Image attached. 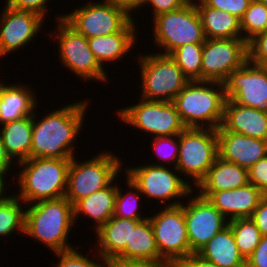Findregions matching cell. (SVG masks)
Returning <instances> with one entry per match:
<instances>
[{"label":"cell","mask_w":267,"mask_h":267,"mask_svg":"<svg viewBox=\"0 0 267 267\" xmlns=\"http://www.w3.org/2000/svg\"><path fill=\"white\" fill-rule=\"evenodd\" d=\"M73 102L57 110L54 108L42 119L37 117L35 109L30 158L62 159L76 156L74 141L83 130V122H86L84 118L89 100Z\"/></svg>","instance_id":"6da1fadb"},{"label":"cell","mask_w":267,"mask_h":267,"mask_svg":"<svg viewBox=\"0 0 267 267\" xmlns=\"http://www.w3.org/2000/svg\"><path fill=\"white\" fill-rule=\"evenodd\" d=\"M27 205L24 235L43 243L53 253L75 247L68 243L75 222L73 205L66 197Z\"/></svg>","instance_id":"7a4b0ae2"},{"label":"cell","mask_w":267,"mask_h":267,"mask_svg":"<svg viewBox=\"0 0 267 267\" xmlns=\"http://www.w3.org/2000/svg\"><path fill=\"white\" fill-rule=\"evenodd\" d=\"M70 162L71 158H30L17 163L19 188L12 192L26 205L63 198Z\"/></svg>","instance_id":"3957f363"},{"label":"cell","mask_w":267,"mask_h":267,"mask_svg":"<svg viewBox=\"0 0 267 267\" xmlns=\"http://www.w3.org/2000/svg\"><path fill=\"white\" fill-rule=\"evenodd\" d=\"M225 102L223 83L213 81H189L173 101L186 128L211 129L221 126Z\"/></svg>","instance_id":"277c9868"},{"label":"cell","mask_w":267,"mask_h":267,"mask_svg":"<svg viewBox=\"0 0 267 267\" xmlns=\"http://www.w3.org/2000/svg\"><path fill=\"white\" fill-rule=\"evenodd\" d=\"M86 161H79L76 156L71 158L67 175L65 196L72 205L80 199L107 187L120 176L122 160L109 150L100 151ZM77 159V160H76Z\"/></svg>","instance_id":"5b68a950"},{"label":"cell","mask_w":267,"mask_h":267,"mask_svg":"<svg viewBox=\"0 0 267 267\" xmlns=\"http://www.w3.org/2000/svg\"><path fill=\"white\" fill-rule=\"evenodd\" d=\"M141 96L145 100L173 102L189 80L168 54L138 53Z\"/></svg>","instance_id":"8992f818"},{"label":"cell","mask_w":267,"mask_h":267,"mask_svg":"<svg viewBox=\"0 0 267 267\" xmlns=\"http://www.w3.org/2000/svg\"><path fill=\"white\" fill-rule=\"evenodd\" d=\"M153 21L154 44L161 54H170L180 46L204 43L206 40L201 19L193 0L183 7L156 15Z\"/></svg>","instance_id":"52a82bcc"},{"label":"cell","mask_w":267,"mask_h":267,"mask_svg":"<svg viewBox=\"0 0 267 267\" xmlns=\"http://www.w3.org/2000/svg\"><path fill=\"white\" fill-rule=\"evenodd\" d=\"M172 168L148 163L135 167L127 166L123 172L139 188L141 194L146 196L144 198L160 200V204L163 203L164 207L178 206L195 189L186 181L185 177H180L181 174L175 167L174 170Z\"/></svg>","instance_id":"ba28073f"},{"label":"cell","mask_w":267,"mask_h":267,"mask_svg":"<svg viewBox=\"0 0 267 267\" xmlns=\"http://www.w3.org/2000/svg\"><path fill=\"white\" fill-rule=\"evenodd\" d=\"M56 17L58 25L56 24L55 32H45L49 34L48 37L58 39L56 42L59 49L58 58L61 60L59 62L67 67V70L76 74L80 80L84 79L87 82L98 80L100 83H108L109 75L90 50L88 39L71 28L62 19L63 15L56 14Z\"/></svg>","instance_id":"9c48e42d"},{"label":"cell","mask_w":267,"mask_h":267,"mask_svg":"<svg viewBox=\"0 0 267 267\" xmlns=\"http://www.w3.org/2000/svg\"><path fill=\"white\" fill-rule=\"evenodd\" d=\"M217 157V129L185 128L179 134V156L175 168L181 177H189L187 182L193 189L206 176Z\"/></svg>","instance_id":"30bf717a"},{"label":"cell","mask_w":267,"mask_h":267,"mask_svg":"<svg viewBox=\"0 0 267 267\" xmlns=\"http://www.w3.org/2000/svg\"><path fill=\"white\" fill-rule=\"evenodd\" d=\"M139 99L137 104L116 111L119 122L137 128L151 138L179 135L186 128L173 102Z\"/></svg>","instance_id":"8fae6325"},{"label":"cell","mask_w":267,"mask_h":267,"mask_svg":"<svg viewBox=\"0 0 267 267\" xmlns=\"http://www.w3.org/2000/svg\"><path fill=\"white\" fill-rule=\"evenodd\" d=\"M150 216L156 245L160 254V265L171 267L178 261L194 254L191 251L184 217V203L166 206Z\"/></svg>","instance_id":"7c38bea8"},{"label":"cell","mask_w":267,"mask_h":267,"mask_svg":"<svg viewBox=\"0 0 267 267\" xmlns=\"http://www.w3.org/2000/svg\"><path fill=\"white\" fill-rule=\"evenodd\" d=\"M102 1V2H101ZM88 1L74 11L63 14V20L87 39L120 32L131 20L122 9L105 0Z\"/></svg>","instance_id":"4fadbf2b"},{"label":"cell","mask_w":267,"mask_h":267,"mask_svg":"<svg viewBox=\"0 0 267 267\" xmlns=\"http://www.w3.org/2000/svg\"><path fill=\"white\" fill-rule=\"evenodd\" d=\"M249 60L244 39H206L202 50L201 81L223 83Z\"/></svg>","instance_id":"5bb4252c"},{"label":"cell","mask_w":267,"mask_h":267,"mask_svg":"<svg viewBox=\"0 0 267 267\" xmlns=\"http://www.w3.org/2000/svg\"><path fill=\"white\" fill-rule=\"evenodd\" d=\"M226 100L267 113V68L249 60L223 82Z\"/></svg>","instance_id":"9a60e30c"},{"label":"cell","mask_w":267,"mask_h":267,"mask_svg":"<svg viewBox=\"0 0 267 267\" xmlns=\"http://www.w3.org/2000/svg\"><path fill=\"white\" fill-rule=\"evenodd\" d=\"M194 194H196L195 197ZM187 199L184 204L187 235L191 251L197 253L213 236L228 225V220L207 198L195 193L194 190Z\"/></svg>","instance_id":"2e32d148"},{"label":"cell","mask_w":267,"mask_h":267,"mask_svg":"<svg viewBox=\"0 0 267 267\" xmlns=\"http://www.w3.org/2000/svg\"><path fill=\"white\" fill-rule=\"evenodd\" d=\"M1 12L0 58H3L11 52L29 46L38 33H41L40 30L44 27L45 19L30 10L16 9L6 3Z\"/></svg>","instance_id":"e0dca14e"},{"label":"cell","mask_w":267,"mask_h":267,"mask_svg":"<svg viewBox=\"0 0 267 267\" xmlns=\"http://www.w3.org/2000/svg\"><path fill=\"white\" fill-rule=\"evenodd\" d=\"M217 138L218 156L246 169L267 156V140L229 132L222 126L217 129Z\"/></svg>","instance_id":"ac0fdd59"},{"label":"cell","mask_w":267,"mask_h":267,"mask_svg":"<svg viewBox=\"0 0 267 267\" xmlns=\"http://www.w3.org/2000/svg\"><path fill=\"white\" fill-rule=\"evenodd\" d=\"M266 195L253 184L211 193L208 201L230 221L236 218H250Z\"/></svg>","instance_id":"d6986e66"},{"label":"cell","mask_w":267,"mask_h":267,"mask_svg":"<svg viewBox=\"0 0 267 267\" xmlns=\"http://www.w3.org/2000/svg\"><path fill=\"white\" fill-rule=\"evenodd\" d=\"M135 24L137 21L132 19L120 32L88 38L89 48L103 68L132 52L138 39V26Z\"/></svg>","instance_id":"ffe728a7"},{"label":"cell","mask_w":267,"mask_h":267,"mask_svg":"<svg viewBox=\"0 0 267 267\" xmlns=\"http://www.w3.org/2000/svg\"><path fill=\"white\" fill-rule=\"evenodd\" d=\"M221 126L229 132L267 140V113L226 100Z\"/></svg>","instance_id":"44dd1931"},{"label":"cell","mask_w":267,"mask_h":267,"mask_svg":"<svg viewBox=\"0 0 267 267\" xmlns=\"http://www.w3.org/2000/svg\"><path fill=\"white\" fill-rule=\"evenodd\" d=\"M248 184V169L218 156L206 176L195 187L198 190L195 192L207 198L213 192L240 188Z\"/></svg>","instance_id":"7402d4cb"},{"label":"cell","mask_w":267,"mask_h":267,"mask_svg":"<svg viewBox=\"0 0 267 267\" xmlns=\"http://www.w3.org/2000/svg\"><path fill=\"white\" fill-rule=\"evenodd\" d=\"M1 81L0 79V124L33 115L39 103L35 96L37 92L21 82L8 85L4 80Z\"/></svg>","instance_id":"603a6c76"},{"label":"cell","mask_w":267,"mask_h":267,"mask_svg":"<svg viewBox=\"0 0 267 267\" xmlns=\"http://www.w3.org/2000/svg\"><path fill=\"white\" fill-rule=\"evenodd\" d=\"M119 178H115L107 187L98 190L86 198L80 199L73 205L74 222L85 215L86 217L94 220L92 224L95 232L99 230L115 212V199L117 195V183Z\"/></svg>","instance_id":"cb8c5ba5"},{"label":"cell","mask_w":267,"mask_h":267,"mask_svg":"<svg viewBox=\"0 0 267 267\" xmlns=\"http://www.w3.org/2000/svg\"><path fill=\"white\" fill-rule=\"evenodd\" d=\"M125 261H148L160 265V254L149 218L131 219L130 245L115 257Z\"/></svg>","instance_id":"d4e9b609"},{"label":"cell","mask_w":267,"mask_h":267,"mask_svg":"<svg viewBox=\"0 0 267 267\" xmlns=\"http://www.w3.org/2000/svg\"><path fill=\"white\" fill-rule=\"evenodd\" d=\"M198 10L206 39H243L240 19L207 6L202 0H193Z\"/></svg>","instance_id":"484cf974"},{"label":"cell","mask_w":267,"mask_h":267,"mask_svg":"<svg viewBox=\"0 0 267 267\" xmlns=\"http://www.w3.org/2000/svg\"><path fill=\"white\" fill-rule=\"evenodd\" d=\"M197 254L218 267H245V259L239 253L229 225L213 236Z\"/></svg>","instance_id":"4316f807"},{"label":"cell","mask_w":267,"mask_h":267,"mask_svg":"<svg viewBox=\"0 0 267 267\" xmlns=\"http://www.w3.org/2000/svg\"><path fill=\"white\" fill-rule=\"evenodd\" d=\"M0 127L5 150L14 163L30 159L33 115L5 123Z\"/></svg>","instance_id":"83f0119b"},{"label":"cell","mask_w":267,"mask_h":267,"mask_svg":"<svg viewBox=\"0 0 267 267\" xmlns=\"http://www.w3.org/2000/svg\"><path fill=\"white\" fill-rule=\"evenodd\" d=\"M95 234L97 253L104 259L115 258L126 245H130L131 219L113 215Z\"/></svg>","instance_id":"f1b7e54d"},{"label":"cell","mask_w":267,"mask_h":267,"mask_svg":"<svg viewBox=\"0 0 267 267\" xmlns=\"http://www.w3.org/2000/svg\"><path fill=\"white\" fill-rule=\"evenodd\" d=\"M23 205V206H22ZM23 207V208H22ZM26 204L16 195L0 200V237L6 238L10 234L25 232Z\"/></svg>","instance_id":"f546056e"},{"label":"cell","mask_w":267,"mask_h":267,"mask_svg":"<svg viewBox=\"0 0 267 267\" xmlns=\"http://www.w3.org/2000/svg\"><path fill=\"white\" fill-rule=\"evenodd\" d=\"M239 253L246 260L256 249L262 235L251 218H236L228 221Z\"/></svg>","instance_id":"4dcf8cb0"},{"label":"cell","mask_w":267,"mask_h":267,"mask_svg":"<svg viewBox=\"0 0 267 267\" xmlns=\"http://www.w3.org/2000/svg\"><path fill=\"white\" fill-rule=\"evenodd\" d=\"M202 50L203 43H189L169 54L189 81H201Z\"/></svg>","instance_id":"1f68e13d"},{"label":"cell","mask_w":267,"mask_h":267,"mask_svg":"<svg viewBox=\"0 0 267 267\" xmlns=\"http://www.w3.org/2000/svg\"><path fill=\"white\" fill-rule=\"evenodd\" d=\"M126 183L124 182L125 187L128 189H125L122 191L117 184V195L115 199V212L114 216L119 218H127V219H134V220H145L149 216H143L141 215L142 212L139 211V205L141 204V200L143 198H140L142 196L139 188L133 183V181L125 176ZM129 191V192H128ZM123 192H125L123 194Z\"/></svg>","instance_id":"d6a6232c"},{"label":"cell","mask_w":267,"mask_h":267,"mask_svg":"<svg viewBox=\"0 0 267 267\" xmlns=\"http://www.w3.org/2000/svg\"><path fill=\"white\" fill-rule=\"evenodd\" d=\"M241 34L249 42L257 34L267 31V6L258 0H252L240 19Z\"/></svg>","instance_id":"836d02e7"},{"label":"cell","mask_w":267,"mask_h":267,"mask_svg":"<svg viewBox=\"0 0 267 267\" xmlns=\"http://www.w3.org/2000/svg\"><path fill=\"white\" fill-rule=\"evenodd\" d=\"M152 138L153 147L151 146V148H153V154H157V157L162 160V164L161 161L157 159V163L153 162V165L166 166L167 164L168 166H170L171 163H173V168L176 167L179 156V135Z\"/></svg>","instance_id":"e575fe53"},{"label":"cell","mask_w":267,"mask_h":267,"mask_svg":"<svg viewBox=\"0 0 267 267\" xmlns=\"http://www.w3.org/2000/svg\"><path fill=\"white\" fill-rule=\"evenodd\" d=\"M94 255L93 259L91 260L88 255H83L81 252L78 251L77 248H73L66 251L55 252V256L58 257V261L56 263V267H106V259L101 257L98 253ZM99 255V256H98ZM96 259V261H95ZM101 260V261H99ZM99 261V262H97Z\"/></svg>","instance_id":"d590c367"},{"label":"cell","mask_w":267,"mask_h":267,"mask_svg":"<svg viewBox=\"0 0 267 267\" xmlns=\"http://www.w3.org/2000/svg\"><path fill=\"white\" fill-rule=\"evenodd\" d=\"M249 61L265 66L267 64V31L257 34L248 42Z\"/></svg>","instance_id":"8d00e7d4"},{"label":"cell","mask_w":267,"mask_h":267,"mask_svg":"<svg viewBox=\"0 0 267 267\" xmlns=\"http://www.w3.org/2000/svg\"><path fill=\"white\" fill-rule=\"evenodd\" d=\"M207 6L241 19L252 0H202Z\"/></svg>","instance_id":"74e56055"},{"label":"cell","mask_w":267,"mask_h":267,"mask_svg":"<svg viewBox=\"0 0 267 267\" xmlns=\"http://www.w3.org/2000/svg\"><path fill=\"white\" fill-rule=\"evenodd\" d=\"M249 183L267 196V156L248 169Z\"/></svg>","instance_id":"f35d334b"},{"label":"cell","mask_w":267,"mask_h":267,"mask_svg":"<svg viewBox=\"0 0 267 267\" xmlns=\"http://www.w3.org/2000/svg\"><path fill=\"white\" fill-rule=\"evenodd\" d=\"M49 1L50 0H5V3L16 9L30 10L45 19L49 12L47 11V3Z\"/></svg>","instance_id":"ab89813d"},{"label":"cell","mask_w":267,"mask_h":267,"mask_svg":"<svg viewBox=\"0 0 267 267\" xmlns=\"http://www.w3.org/2000/svg\"><path fill=\"white\" fill-rule=\"evenodd\" d=\"M189 0H143L142 7L151 6L152 18L164 12L175 11L183 7ZM147 4V5H146Z\"/></svg>","instance_id":"60d3db41"},{"label":"cell","mask_w":267,"mask_h":267,"mask_svg":"<svg viewBox=\"0 0 267 267\" xmlns=\"http://www.w3.org/2000/svg\"><path fill=\"white\" fill-rule=\"evenodd\" d=\"M245 267H267V235L262 236L256 249L247 257Z\"/></svg>","instance_id":"b9f144b4"},{"label":"cell","mask_w":267,"mask_h":267,"mask_svg":"<svg viewBox=\"0 0 267 267\" xmlns=\"http://www.w3.org/2000/svg\"><path fill=\"white\" fill-rule=\"evenodd\" d=\"M262 236L267 235V196H265L250 217Z\"/></svg>","instance_id":"7bdbcfd3"},{"label":"cell","mask_w":267,"mask_h":267,"mask_svg":"<svg viewBox=\"0 0 267 267\" xmlns=\"http://www.w3.org/2000/svg\"><path fill=\"white\" fill-rule=\"evenodd\" d=\"M111 5L122 9L130 18L134 19V13L140 9L143 5V0H105ZM133 15V16H132Z\"/></svg>","instance_id":"ee69618b"},{"label":"cell","mask_w":267,"mask_h":267,"mask_svg":"<svg viewBox=\"0 0 267 267\" xmlns=\"http://www.w3.org/2000/svg\"><path fill=\"white\" fill-rule=\"evenodd\" d=\"M171 267H218L214 263L203 259L197 253L191 254L190 256L178 261Z\"/></svg>","instance_id":"f6af8a7d"},{"label":"cell","mask_w":267,"mask_h":267,"mask_svg":"<svg viewBox=\"0 0 267 267\" xmlns=\"http://www.w3.org/2000/svg\"><path fill=\"white\" fill-rule=\"evenodd\" d=\"M106 267H168L148 261H125L118 258L106 259Z\"/></svg>","instance_id":"bcb514c9"},{"label":"cell","mask_w":267,"mask_h":267,"mask_svg":"<svg viewBox=\"0 0 267 267\" xmlns=\"http://www.w3.org/2000/svg\"><path fill=\"white\" fill-rule=\"evenodd\" d=\"M13 160L7 154L3 140L0 134V168L5 169L8 173H10L9 169H11L12 165H17L16 163L13 164Z\"/></svg>","instance_id":"7dc6e473"},{"label":"cell","mask_w":267,"mask_h":267,"mask_svg":"<svg viewBox=\"0 0 267 267\" xmlns=\"http://www.w3.org/2000/svg\"><path fill=\"white\" fill-rule=\"evenodd\" d=\"M7 171L5 169L0 168V200H4L9 197L7 195V181L5 180V177H7Z\"/></svg>","instance_id":"c3c4849f"},{"label":"cell","mask_w":267,"mask_h":267,"mask_svg":"<svg viewBox=\"0 0 267 267\" xmlns=\"http://www.w3.org/2000/svg\"><path fill=\"white\" fill-rule=\"evenodd\" d=\"M258 1H260L261 3H263L267 6V0H258Z\"/></svg>","instance_id":"681fc988"}]
</instances>
